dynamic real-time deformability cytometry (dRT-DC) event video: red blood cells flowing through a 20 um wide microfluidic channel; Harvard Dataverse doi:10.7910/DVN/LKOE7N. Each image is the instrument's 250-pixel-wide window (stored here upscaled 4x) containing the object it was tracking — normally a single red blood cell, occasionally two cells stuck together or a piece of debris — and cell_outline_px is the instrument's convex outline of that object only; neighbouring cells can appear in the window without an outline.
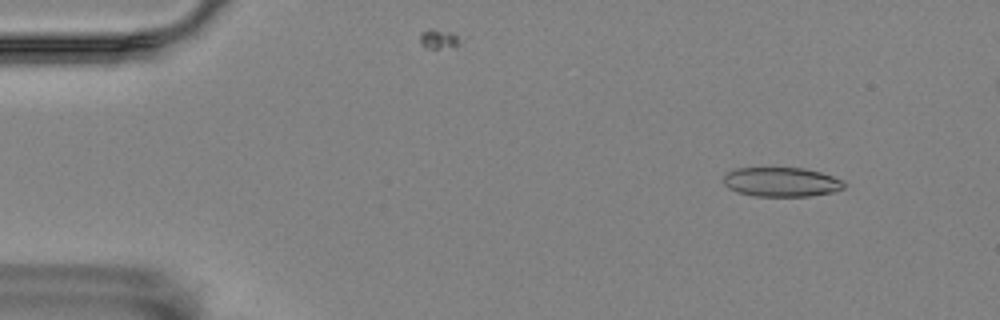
{"species": "Egyptian fruit bat (a non-hibernating species)", "species_latin": "Rousettus aegyptiacus", "temperature_condition": "room temperature", "stored_images_in_passage": 4, "camera_frame_rate_fps": 3000, "um_per_image_px": 0.085, "animal": {"sex": "female"}, "frame": {"image": 1, "passage_image": 2, "time_ms": 0.333, "image_size_px": [1000, 320], "cell_outline_px": [[844, 188], [832, 192], [808, 196], [752, 196], [736, 192], [728, 188], [724, 184], [724, 176], [728, 172], [736, 168], [804, 168], [820, 172], [844, 180]], "centroid_in_image_um": [66.4, 15.47], "position_along_channel_um": 18.6, "area_um2": 20.63}}